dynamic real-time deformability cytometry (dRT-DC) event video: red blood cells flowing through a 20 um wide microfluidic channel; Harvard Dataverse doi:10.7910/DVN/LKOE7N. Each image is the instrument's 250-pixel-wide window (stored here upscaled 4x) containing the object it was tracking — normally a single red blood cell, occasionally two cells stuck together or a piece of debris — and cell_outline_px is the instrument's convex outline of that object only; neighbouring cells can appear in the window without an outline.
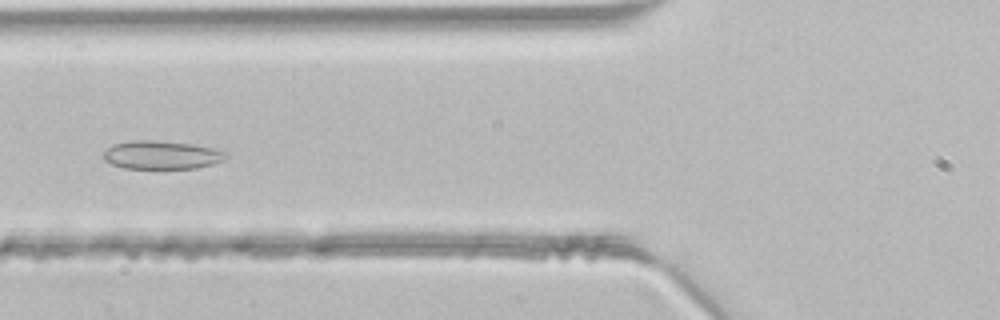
{"species": "common noctule bat (a hibernating species)", "species_latin": "Nyctalus noctula", "temperature_condition": "room temperature", "stored_images_in_passage": 46, "camera_frame_rate_fps": 3000, "um_per_image_px": 0.085, "animal": {"sex": "male", "body_mass_g": 21.5, "forearm_length_mm": 52.0}, "frame": {"image": 1, "passage_image": 17, "time_ms": 5.333, "image_size_px": [1000, 320], "cell_outline_px": [[228, 156], [224, 160], [212, 164], [196, 168], [124, 168], [112, 164], [104, 160], [104, 152], [112, 144], [128, 140], [152, 140], [192, 144], [212, 148], [228, 152]], "centroid_in_image_um": [13.73, 13.16], "position_along_channel_um": 112.1, "area_um2": 20.23}}
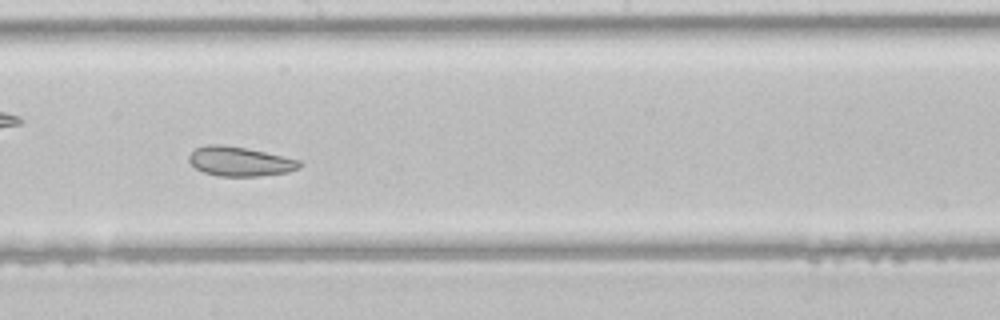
{"frame": {"image": 2, "passage_image": 25, "time_ms": 8.0, "image_size_px": [1000, 320], "cell_outline_px": [[304, 164], [300, 168], [288, 172], [260, 176], [220, 176], [204, 172], [196, 168], [188, 160], [188, 156], [196, 148], [208, 144], [224, 144], [264, 152], [300, 160]], "centroid_in_image_um": [20.4, 13.72], "position_along_channel_um": 227.8, "area_um2": 18.9}}
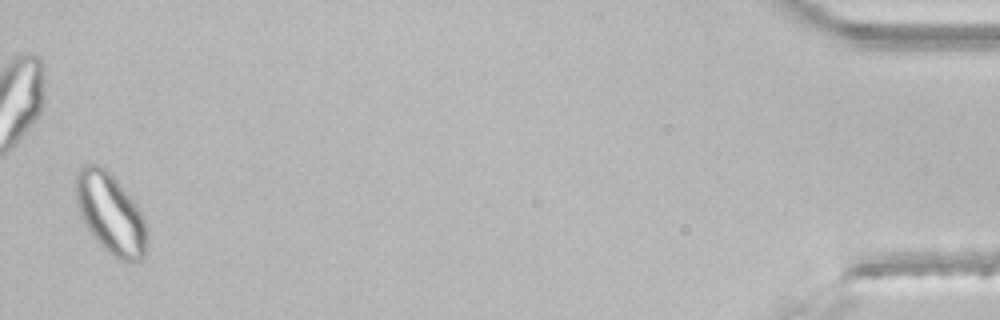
{"frame": {"image": 3, "passage_image": 45, "time_ms": 14.667, "image_size_px": [1000, 320], "cell_outline_px": [[148, 244], [144, 256], [136, 264], [128, 264], [112, 256], [92, 236], [84, 224], [76, 204], [76, 172], [80, 164], [96, 164], [104, 168], [116, 180], [136, 204], [144, 220], [148, 236]], "centroid_in_image_um": [9.4, 18.21], "position_along_channel_um": 425.8, "area_um2": 33.7}}